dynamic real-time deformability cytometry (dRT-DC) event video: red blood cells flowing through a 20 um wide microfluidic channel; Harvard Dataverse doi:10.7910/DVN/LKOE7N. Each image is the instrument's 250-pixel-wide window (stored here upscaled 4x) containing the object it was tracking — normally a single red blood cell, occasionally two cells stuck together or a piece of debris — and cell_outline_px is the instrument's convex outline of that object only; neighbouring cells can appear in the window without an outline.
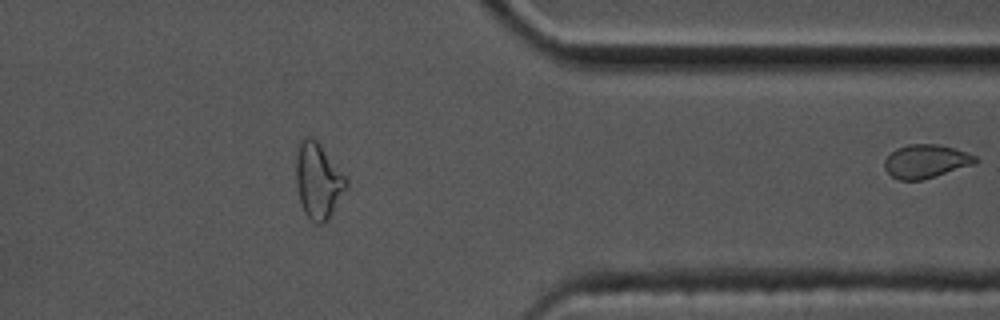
{"species": "common noctule bat (a hibernating species)", "species_latin": "Nyctalus noctula", "temperature_condition": "cold", "stored_images_in_passage": 40, "segment_of_instrument_passage": [2, 2], "camera_frame_rate_fps": 3000, "um_per_image_px": 0.085, "animal": {"sex": "male", "body_mass_g": 17.5, "forearm_length_mm": 52.3}, "frame": {"image": 1, "passage_image": 40, "time_ms": 13.0, "image_size_px": [1000, 320], "cell_outline_px": [[980, 160], [976, 164], [936, 176], [920, 180], [900, 180], [892, 176], [884, 168], [884, 160], [896, 148], [908, 144], [940, 144], [956, 148], [976, 156]], "centroid_in_image_um": [78.74, 13.7], "position_along_channel_um": 332.7, "area_um2": 17.92}}